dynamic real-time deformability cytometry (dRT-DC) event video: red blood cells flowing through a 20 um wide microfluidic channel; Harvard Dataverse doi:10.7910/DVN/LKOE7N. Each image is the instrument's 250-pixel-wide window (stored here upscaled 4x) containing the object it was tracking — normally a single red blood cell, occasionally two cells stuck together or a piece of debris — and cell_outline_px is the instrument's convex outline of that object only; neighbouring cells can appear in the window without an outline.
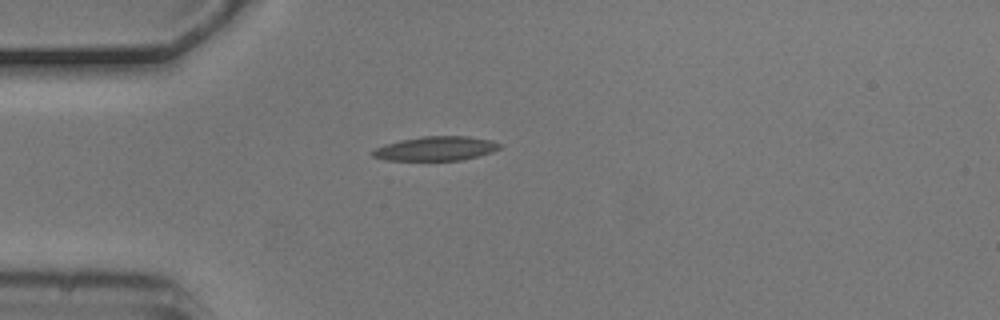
{"species": "common noctule bat (a hibernating species)", "species_latin": "Nyctalus noctula", "temperature_condition": "cold", "stored_images_in_passage": 1, "camera_frame_rate_fps": 3000, "um_per_image_px": 0.085, "animal": {"sex": "male", "body_mass_g": 20.5, "forearm_length_mm": 52.5}, "frame": {"image": 1, "passage_image": 1, "time_ms": 0.0, "image_size_px": [1000, 320], "cell_outline_px": [[504, 144], [500, 148], [492, 152], [464, 160], [384, 160], [372, 156], [368, 152], [372, 148], [384, 144], [400, 140], [424, 136], [468, 136], [492, 140]], "centroid_in_image_um": [37.02, 12.62], "position_along_channel_um": 48.0, "area_um2": 18.26}}